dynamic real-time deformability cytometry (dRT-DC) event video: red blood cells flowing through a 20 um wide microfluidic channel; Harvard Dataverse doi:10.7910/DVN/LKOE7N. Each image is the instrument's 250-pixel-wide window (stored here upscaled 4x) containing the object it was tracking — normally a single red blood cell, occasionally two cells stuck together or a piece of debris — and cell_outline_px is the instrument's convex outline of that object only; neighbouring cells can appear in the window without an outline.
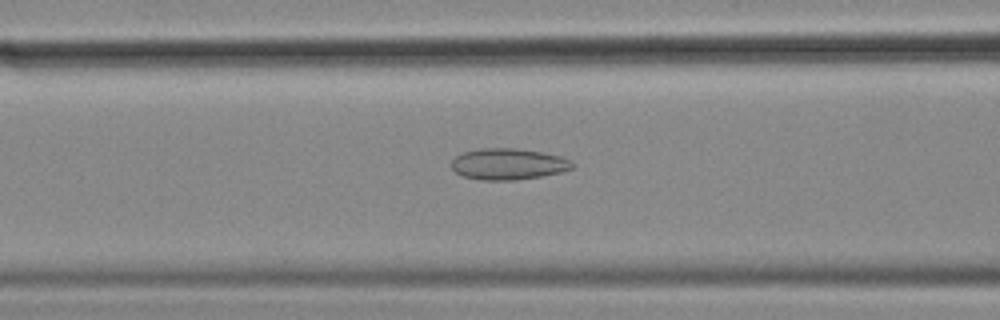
{"species": "common noctule bat (a hibernating species)", "species_latin": "Nyctalus noctula", "temperature_condition": "cold", "stored_images_in_passage": 56, "camera_frame_rate_fps": 3000, "um_per_image_px": 0.085, "animal": {"sex": "female", "body_mass_g": 18.4}, "frame": {"image": 1, "passage_image": 22, "time_ms": 7.0, "image_size_px": [1000, 320], "cell_outline_px": [[572, 168], [560, 172], [540, 176], [516, 180], [480, 180], [464, 176], [456, 172], [452, 168], [452, 160], [456, 156], [464, 152], [480, 148], [516, 148], [540, 152], [560, 156], [572, 160]], "centroid_in_image_um": [43.18, 13.94], "position_along_channel_um": 123.4, "area_um2": 21.85}}
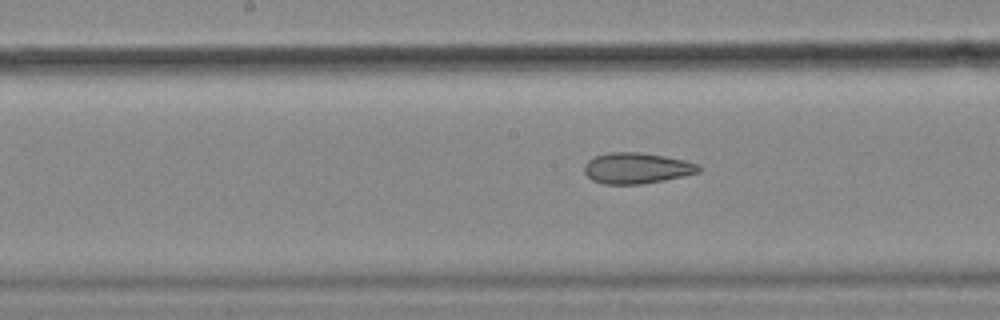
{"frame": {"image": 2, "passage_image": 28, "time_ms": 9.0, "image_size_px": [1000, 320], "cell_outline_px": [[700, 172], [664, 180], [640, 184], [604, 184], [592, 180], [584, 172], [584, 164], [588, 160], [596, 156], [612, 152], [640, 152], [664, 156], [684, 160], [700, 164]], "centroid_in_image_um": [54.11, 14.29], "position_along_channel_um": 194.1, "area_um2": 20.52}}
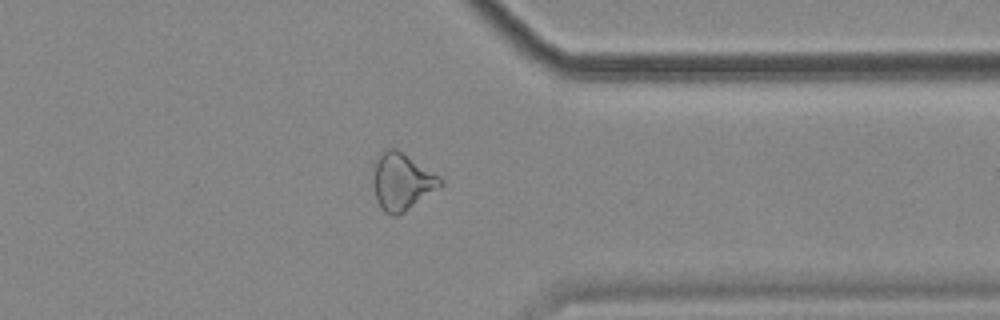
{"frame": {"image": 3, "passage_image": 44, "time_ms": 14.333, "image_size_px": [1000, 320], "cell_outline_px": [[444, 184], [404, 212], [396, 216], [392, 216], [384, 212], [380, 208], [376, 200], [372, 184], [372, 176], [376, 160], [388, 148], [396, 148], [440, 176], [444, 180]], "centroid_in_image_um": [34.14, 15.46], "position_along_channel_um": 377.3, "area_um2": 22.31}, "authors_computed_cell_mechanics": {"area_um2": 23.5535, "velocity_mm_per_s": 3.5415, "shape_relaxation_time_tau1_ms": null, "shape_relaxation_time_tau2_ms": 4.0732, "deformation_change_tau1": null, "deformation_change_tau2": 0.1279}}